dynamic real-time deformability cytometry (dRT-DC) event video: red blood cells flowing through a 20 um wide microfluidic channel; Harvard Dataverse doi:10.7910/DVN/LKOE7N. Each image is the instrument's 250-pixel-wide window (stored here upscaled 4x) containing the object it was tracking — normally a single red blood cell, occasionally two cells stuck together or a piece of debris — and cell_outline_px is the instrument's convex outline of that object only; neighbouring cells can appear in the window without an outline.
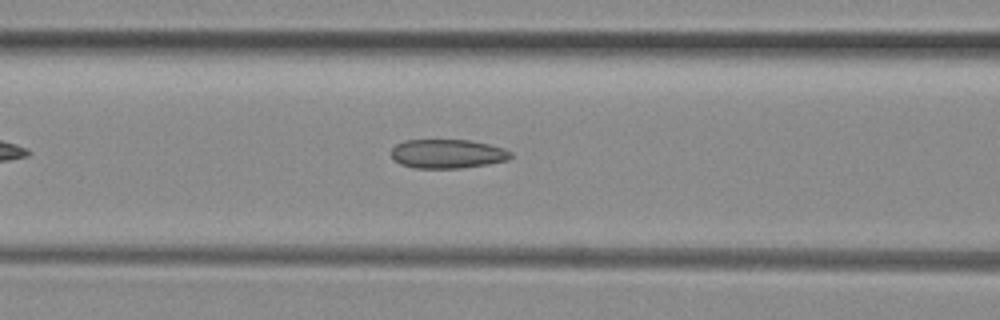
{"species": "common noctule bat (a hibernating species)", "species_latin": "Nyctalus noctula", "temperature_condition": "room temperature", "stored_images_in_passage": 34, "camera_frame_rate_fps": 3000, "um_per_image_px": 0.085, "animal": {"sex": "female", "body_mass_g": 29.2, "forearm_length_mm": 56.3}, "frame": {"image": 1, "passage_image": 10, "time_ms": 3.0, "image_size_px": [1000, 320], "cell_outline_px": [[512, 156], [508, 160], [488, 164], [460, 168], [412, 168], [400, 164], [392, 156], [392, 148], [396, 144], [404, 140], [468, 140], [488, 144], [504, 148], [512, 152]], "centroid_in_image_um": [38.04, 13.07], "position_along_channel_um": 128.6, "area_um2": 20.23}}
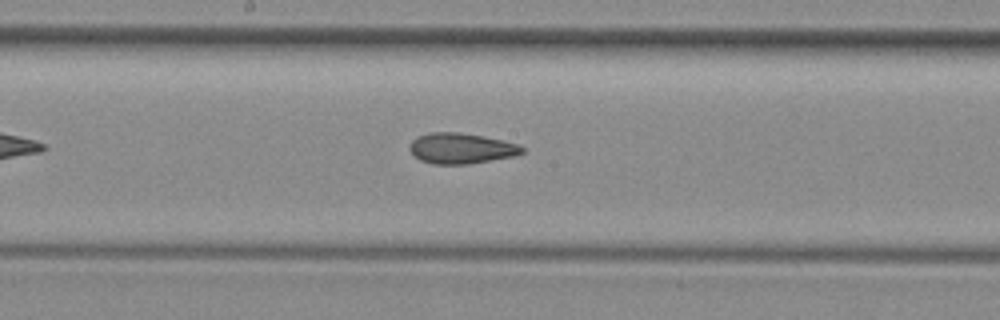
{"frame": {"image": 2, "passage_image": 16, "time_ms": 5.0, "image_size_px": [1000, 320], "cell_outline_px": [[524, 152], [516, 156], [468, 164], [432, 164], [420, 160], [408, 148], [412, 140], [428, 132], [456, 132], [504, 140], [516, 144], [524, 148]], "centroid_in_image_um": [39.2, 12.62], "position_along_channel_um": 209.0, "area_um2": 19.94}}
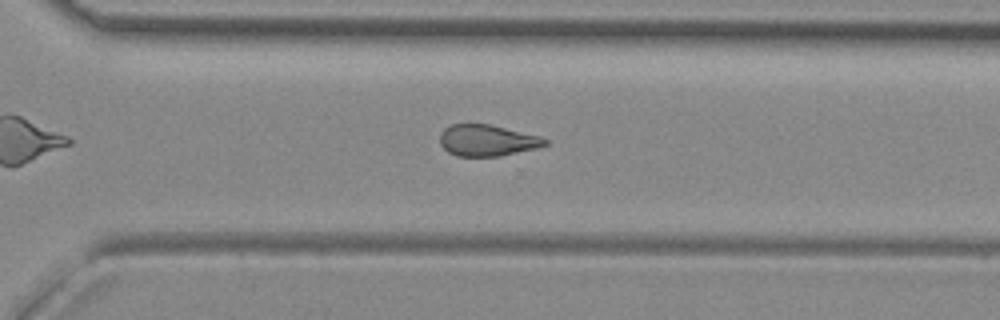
{"frame": {"image": 3, "passage_image": 25, "time_ms": 8.0, "image_size_px": [1000, 320], "cell_outline_px": [[548, 144], [536, 148], [500, 156], [456, 156], [448, 152], [440, 144], [440, 132], [444, 128], [452, 124], [492, 124], [540, 136], [548, 140]], "centroid_in_image_um": [41.4, 11.93], "position_along_channel_um": 329.2, "area_um2": 19.31}}